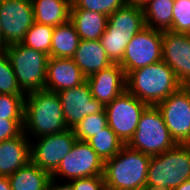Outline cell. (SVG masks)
<instances>
[{
    "instance_id": "obj_39",
    "label": "cell",
    "mask_w": 190,
    "mask_h": 190,
    "mask_svg": "<svg viewBox=\"0 0 190 190\" xmlns=\"http://www.w3.org/2000/svg\"><path fill=\"white\" fill-rule=\"evenodd\" d=\"M0 48H4V42H3V40H2L1 18H0Z\"/></svg>"
},
{
    "instance_id": "obj_19",
    "label": "cell",
    "mask_w": 190,
    "mask_h": 190,
    "mask_svg": "<svg viewBox=\"0 0 190 190\" xmlns=\"http://www.w3.org/2000/svg\"><path fill=\"white\" fill-rule=\"evenodd\" d=\"M144 27L143 8L126 4L108 16L103 34L136 35Z\"/></svg>"
},
{
    "instance_id": "obj_16",
    "label": "cell",
    "mask_w": 190,
    "mask_h": 190,
    "mask_svg": "<svg viewBox=\"0 0 190 190\" xmlns=\"http://www.w3.org/2000/svg\"><path fill=\"white\" fill-rule=\"evenodd\" d=\"M86 81V77L72 58L49 57L44 90L60 92L74 88Z\"/></svg>"
},
{
    "instance_id": "obj_11",
    "label": "cell",
    "mask_w": 190,
    "mask_h": 190,
    "mask_svg": "<svg viewBox=\"0 0 190 190\" xmlns=\"http://www.w3.org/2000/svg\"><path fill=\"white\" fill-rule=\"evenodd\" d=\"M0 18L4 48L21 43L35 22L31 0H0Z\"/></svg>"
},
{
    "instance_id": "obj_22",
    "label": "cell",
    "mask_w": 190,
    "mask_h": 190,
    "mask_svg": "<svg viewBox=\"0 0 190 190\" xmlns=\"http://www.w3.org/2000/svg\"><path fill=\"white\" fill-rule=\"evenodd\" d=\"M11 190H49L51 174L31 161L9 177Z\"/></svg>"
},
{
    "instance_id": "obj_18",
    "label": "cell",
    "mask_w": 190,
    "mask_h": 190,
    "mask_svg": "<svg viewBox=\"0 0 190 190\" xmlns=\"http://www.w3.org/2000/svg\"><path fill=\"white\" fill-rule=\"evenodd\" d=\"M72 60L86 78L113 64L100 40H80Z\"/></svg>"
},
{
    "instance_id": "obj_29",
    "label": "cell",
    "mask_w": 190,
    "mask_h": 190,
    "mask_svg": "<svg viewBox=\"0 0 190 190\" xmlns=\"http://www.w3.org/2000/svg\"><path fill=\"white\" fill-rule=\"evenodd\" d=\"M135 35L103 34L99 39L112 63L119 64L125 48Z\"/></svg>"
},
{
    "instance_id": "obj_1",
    "label": "cell",
    "mask_w": 190,
    "mask_h": 190,
    "mask_svg": "<svg viewBox=\"0 0 190 190\" xmlns=\"http://www.w3.org/2000/svg\"><path fill=\"white\" fill-rule=\"evenodd\" d=\"M25 96L24 133L38 137L67 130L60 98L56 92L38 90ZM30 131V132H29Z\"/></svg>"
},
{
    "instance_id": "obj_2",
    "label": "cell",
    "mask_w": 190,
    "mask_h": 190,
    "mask_svg": "<svg viewBox=\"0 0 190 190\" xmlns=\"http://www.w3.org/2000/svg\"><path fill=\"white\" fill-rule=\"evenodd\" d=\"M181 86L164 61L136 69L126 76V90L149 106H156Z\"/></svg>"
},
{
    "instance_id": "obj_4",
    "label": "cell",
    "mask_w": 190,
    "mask_h": 190,
    "mask_svg": "<svg viewBox=\"0 0 190 190\" xmlns=\"http://www.w3.org/2000/svg\"><path fill=\"white\" fill-rule=\"evenodd\" d=\"M190 179V144H177L162 154L151 156L146 190H174Z\"/></svg>"
},
{
    "instance_id": "obj_10",
    "label": "cell",
    "mask_w": 190,
    "mask_h": 190,
    "mask_svg": "<svg viewBox=\"0 0 190 190\" xmlns=\"http://www.w3.org/2000/svg\"><path fill=\"white\" fill-rule=\"evenodd\" d=\"M104 162L86 141L77 140L71 151L62 159L57 169L51 174L73 179L91 176H103Z\"/></svg>"
},
{
    "instance_id": "obj_17",
    "label": "cell",
    "mask_w": 190,
    "mask_h": 190,
    "mask_svg": "<svg viewBox=\"0 0 190 190\" xmlns=\"http://www.w3.org/2000/svg\"><path fill=\"white\" fill-rule=\"evenodd\" d=\"M24 131L14 138L0 142V176L9 177L31 161V142Z\"/></svg>"
},
{
    "instance_id": "obj_30",
    "label": "cell",
    "mask_w": 190,
    "mask_h": 190,
    "mask_svg": "<svg viewBox=\"0 0 190 190\" xmlns=\"http://www.w3.org/2000/svg\"><path fill=\"white\" fill-rule=\"evenodd\" d=\"M25 95L0 94V118L24 120Z\"/></svg>"
},
{
    "instance_id": "obj_9",
    "label": "cell",
    "mask_w": 190,
    "mask_h": 190,
    "mask_svg": "<svg viewBox=\"0 0 190 190\" xmlns=\"http://www.w3.org/2000/svg\"><path fill=\"white\" fill-rule=\"evenodd\" d=\"M157 108L177 144H190V86L182 85Z\"/></svg>"
},
{
    "instance_id": "obj_14",
    "label": "cell",
    "mask_w": 190,
    "mask_h": 190,
    "mask_svg": "<svg viewBox=\"0 0 190 190\" xmlns=\"http://www.w3.org/2000/svg\"><path fill=\"white\" fill-rule=\"evenodd\" d=\"M162 61L182 85L190 86V34L162 32Z\"/></svg>"
},
{
    "instance_id": "obj_37",
    "label": "cell",
    "mask_w": 190,
    "mask_h": 190,
    "mask_svg": "<svg viewBox=\"0 0 190 190\" xmlns=\"http://www.w3.org/2000/svg\"><path fill=\"white\" fill-rule=\"evenodd\" d=\"M151 0H126L128 5H134L143 8L146 4H148Z\"/></svg>"
},
{
    "instance_id": "obj_25",
    "label": "cell",
    "mask_w": 190,
    "mask_h": 190,
    "mask_svg": "<svg viewBox=\"0 0 190 190\" xmlns=\"http://www.w3.org/2000/svg\"><path fill=\"white\" fill-rule=\"evenodd\" d=\"M103 162L113 158L124 146L109 126L86 141Z\"/></svg>"
},
{
    "instance_id": "obj_35",
    "label": "cell",
    "mask_w": 190,
    "mask_h": 190,
    "mask_svg": "<svg viewBox=\"0 0 190 190\" xmlns=\"http://www.w3.org/2000/svg\"><path fill=\"white\" fill-rule=\"evenodd\" d=\"M67 182L68 183H65L64 185L54 184L56 182H55V179L52 178L50 181L49 190H74L70 181H67Z\"/></svg>"
},
{
    "instance_id": "obj_32",
    "label": "cell",
    "mask_w": 190,
    "mask_h": 190,
    "mask_svg": "<svg viewBox=\"0 0 190 190\" xmlns=\"http://www.w3.org/2000/svg\"><path fill=\"white\" fill-rule=\"evenodd\" d=\"M168 31L190 34V0H174L172 25Z\"/></svg>"
},
{
    "instance_id": "obj_3",
    "label": "cell",
    "mask_w": 190,
    "mask_h": 190,
    "mask_svg": "<svg viewBox=\"0 0 190 190\" xmlns=\"http://www.w3.org/2000/svg\"><path fill=\"white\" fill-rule=\"evenodd\" d=\"M150 159L151 156L124 145L104 162L106 190H146Z\"/></svg>"
},
{
    "instance_id": "obj_33",
    "label": "cell",
    "mask_w": 190,
    "mask_h": 190,
    "mask_svg": "<svg viewBox=\"0 0 190 190\" xmlns=\"http://www.w3.org/2000/svg\"><path fill=\"white\" fill-rule=\"evenodd\" d=\"M24 131V120L0 118V142L19 136Z\"/></svg>"
},
{
    "instance_id": "obj_5",
    "label": "cell",
    "mask_w": 190,
    "mask_h": 190,
    "mask_svg": "<svg viewBox=\"0 0 190 190\" xmlns=\"http://www.w3.org/2000/svg\"><path fill=\"white\" fill-rule=\"evenodd\" d=\"M4 49L9 56L21 90L25 94L44 90L49 55L29 48L22 43L11 44Z\"/></svg>"
},
{
    "instance_id": "obj_23",
    "label": "cell",
    "mask_w": 190,
    "mask_h": 190,
    "mask_svg": "<svg viewBox=\"0 0 190 190\" xmlns=\"http://www.w3.org/2000/svg\"><path fill=\"white\" fill-rule=\"evenodd\" d=\"M80 40L74 24L70 20L54 27L50 57L72 58Z\"/></svg>"
},
{
    "instance_id": "obj_28",
    "label": "cell",
    "mask_w": 190,
    "mask_h": 190,
    "mask_svg": "<svg viewBox=\"0 0 190 190\" xmlns=\"http://www.w3.org/2000/svg\"><path fill=\"white\" fill-rule=\"evenodd\" d=\"M108 126L105 110L86 116L73 129L76 138L80 141H87Z\"/></svg>"
},
{
    "instance_id": "obj_21",
    "label": "cell",
    "mask_w": 190,
    "mask_h": 190,
    "mask_svg": "<svg viewBox=\"0 0 190 190\" xmlns=\"http://www.w3.org/2000/svg\"><path fill=\"white\" fill-rule=\"evenodd\" d=\"M34 21L56 27L70 20L71 0H31Z\"/></svg>"
},
{
    "instance_id": "obj_38",
    "label": "cell",
    "mask_w": 190,
    "mask_h": 190,
    "mask_svg": "<svg viewBox=\"0 0 190 190\" xmlns=\"http://www.w3.org/2000/svg\"><path fill=\"white\" fill-rule=\"evenodd\" d=\"M174 190H190V179L183 182L181 185L176 187Z\"/></svg>"
},
{
    "instance_id": "obj_36",
    "label": "cell",
    "mask_w": 190,
    "mask_h": 190,
    "mask_svg": "<svg viewBox=\"0 0 190 190\" xmlns=\"http://www.w3.org/2000/svg\"><path fill=\"white\" fill-rule=\"evenodd\" d=\"M0 190H11L8 177L0 176Z\"/></svg>"
},
{
    "instance_id": "obj_27",
    "label": "cell",
    "mask_w": 190,
    "mask_h": 190,
    "mask_svg": "<svg viewBox=\"0 0 190 190\" xmlns=\"http://www.w3.org/2000/svg\"><path fill=\"white\" fill-rule=\"evenodd\" d=\"M0 94L26 95L19 87L9 56L0 48Z\"/></svg>"
},
{
    "instance_id": "obj_24",
    "label": "cell",
    "mask_w": 190,
    "mask_h": 190,
    "mask_svg": "<svg viewBox=\"0 0 190 190\" xmlns=\"http://www.w3.org/2000/svg\"><path fill=\"white\" fill-rule=\"evenodd\" d=\"M173 7L174 0H151L143 7L145 26L168 31L172 25Z\"/></svg>"
},
{
    "instance_id": "obj_8",
    "label": "cell",
    "mask_w": 190,
    "mask_h": 190,
    "mask_svg": "<svg viewBox=\"0 0 190 190\" xmlns=\"http://www.w3.org/2000/svg\"><path fill=\"white\" fill-rule=\"evenodd\" d=\"M162 32L145 26L130 40L119 63L126 76L131 71L162 61Z\"/></svg>"
},
{
    "instance_id": "obj_6",
    "label": "cell",
    "mask_w": 190,
    "mask_h": 190,
    "mask_svg": "<svg viewBox=\"0 0 190 190\" xmlns=\"http://www.w3.org/2000/svg\"><path fill=\"white\" fill-rule=\"evenodd\" d=\"M127 145L149 156H156L174 148L177 143L171 137L157 106H148L143 111L137 129Z\"/></svg>"
},
{
    "instance_id": "obj_15",
    "label": "cell",
    "mask_w": 190,
    "mask_h": 190,
    "mask_svg": "<svg viewBox=\"0 0 190 190\" xmlns=\"http://www.w3.org/2000/svg\"><path fill=\"white\" fill-rule=\"evenodd\" d=\"M86 81L92 96L104 106L126 90V75L117 63L92 74L86 78Z\"/></svg>"
},
{
    "instance_id": "obj_13",
    "label": "cell",
    "mask_w": 190,
    "mask_h": 190,
    "mask_svg": "<svg viewBox=\"0 0 190 190\" xmlns=\"http://www.w3.org/2000/svg\"><path fill=\"white\" fill-rule=\"evenodd\" d=\"M57 94L61 101L68 129L74 128L86 116L105 110V106L92 96L87 81L74 88L57 92Z\"/></svg>"
},
{
    "instance_id": "obj_26",
    "label": "cell",
    "mask_w": 190,
    "mask_h": 190,
    "mask_svg": "<svg viewBox=\"0 0 190 190\" xmlns=\"http://www.w3.org/2000/svg\"><path fill=\"white\" fill-rule=\"evenodd\" d=\"M54 27L34 22L26 32L23 45L44 52L50 57V48L52 45V33Z\"/></svg>"
},
{
    "instance_id": "obj_31",
    "label": "cell",
    "mask_w": 190,
    "mask_h": 190,
    "mask_svg": "<svg viewBox=\"0 0 190 190\" xmlns=\"http://www.w3.org/2000/svg\"><path fill=\"white\" fill-rule=\"evenodd\" d=\"M71 9H85L110 16L125 6L126 0H71Z\"/></svg>"
},
{
    "instance_id": "obj_12",
    "label": "cell",
    "mask_w": 190,
    "mask_h": 190,
    "mask_svg": "<svg viewBox=\"0 0 190 190\" xmlns=\"http://www.w3.org/2000/svg\"><path fill=\"white\" fill-rule=\"evenodd\" d=\"M38 139L36 145L31 144L30 146L31 162L50 174L57 169L62 159L78 140L73 129L42 136Z\"/></svg>"
},
{
    "instance_id": "obj_7",
    "label": "cell",
    "mask_w": 190,
    "mask_h": 190,
    "mask_svg": "<svg viewBox=\"0 0 190 190\" xmlns=\"http://www.w3.org/2000/svg\"><path fill=\"white\" fill-rule=\"evenodd\" d=\"M148 106L127 90L105 106L108 126L124 145L132 139L140 117Z\"/></svg>"
},
{
    "instance_id": "obj_20",
    "label": "cell",
    "mask_w": 190,
    "mask_h": 190,
    "mask_svg": "<svg viewBox=\"0 0 190 190\" xmlns=\"http://www.w3.org/2000/svg\"><path fill=\"white\" fill-rule=\"evenodd\" d=\"M70 21L81 40H99L105 32L108 16L85 9H70Z\"/></svg>"
},
{
    "instance_id": "obj_34",
    "label": "cell",
    "mask_w": 190,
    "mask_h": 190,
    "mask_svg": "<svg viewBox=\"0 0 190 190\" xmlns=\"http://www.w3.org/2000/svg\"><path fill=\"white\" fill-rule=\"evenodd\" d=\"M70 183L74 190H106L104 176L73 179Z\"/></svg>"
}]
</instances>
